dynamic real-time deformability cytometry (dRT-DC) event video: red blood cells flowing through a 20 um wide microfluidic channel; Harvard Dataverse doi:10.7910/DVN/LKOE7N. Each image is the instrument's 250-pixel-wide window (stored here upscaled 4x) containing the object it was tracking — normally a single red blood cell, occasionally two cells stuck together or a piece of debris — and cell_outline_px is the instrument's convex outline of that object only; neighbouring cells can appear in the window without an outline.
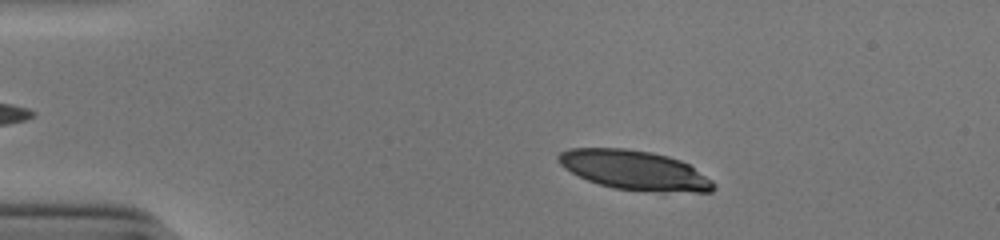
{"species": "human", "species_latin": "Homo sapiens", "temperature_condition": "cold", "stored_images_in_passage": 52, "camera_frame_rate_fps": 3000, "um_per_image_px": 0.085, "donor": {"sex": "male"}, "frame": {"image": 1, "passage_image": 9, "time_ms": 2.667, "image_size_px": [1000, 240], "cell_outline_px": [[716, 188], [712, 192], [656, 192], [612, 188], [588, 180], [564, 168], [556, 160], [556, 156], [560, 152], [568, 148], [624, 148], [652, 152], [668, 156], [680, 160], [688, 164], [712, 180], [716, 184]], "centroid_in_image_um": [53.94, 14.47], "position_along_channel_um": 31.1, "area_um2": 35.84}}
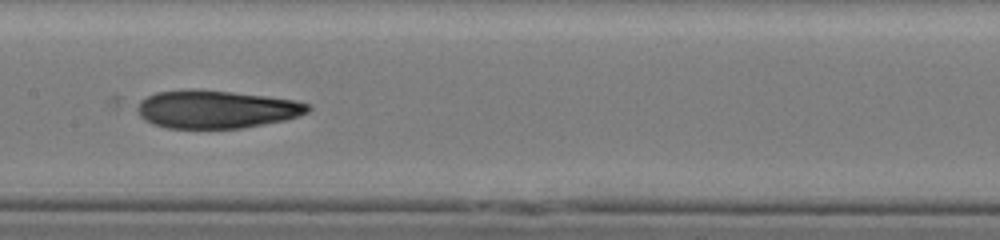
{"frame": {"image": 2, "passage_image": 27, "time_ms": 8.667, "image_size_px": [1000, 240], "cell_outline_px": [[312, 108], [308, 112], [300, 116], [284, 120], [264, 124], [240, 128], [168, 128], [152, 124], [144, 120], [140, 116], [136, 108], [140, 100], [156, 92], [188, 88], [192, 88], [232, 92], [296, 100], [312, 104]], "centroid_in_image_um": [18.38, 9.28], "position_along_channel_um": 189.0, "area_um2": 38.09}}
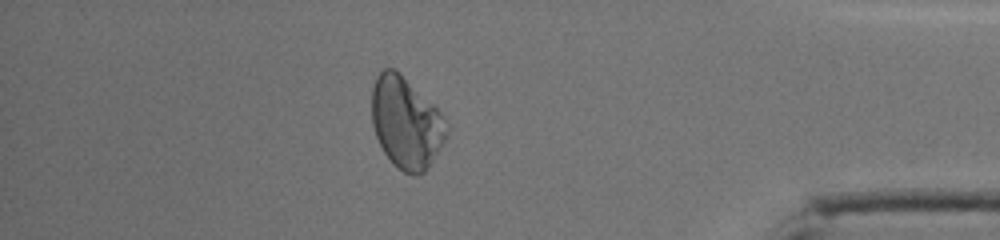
{"frame": {"image": 3, "passage_image": 46, "time_ms": 15.0, "image_size_px": [1000, 240], "cell_outline_px": [[448, 132], [444, 140], [424, 172], [416, 176], [404, 172], [396, 168], [392, 164], [384, 152], [376, 136], [372, 124], [372, 88], [376, 76], [384, 68], [392, 68], [432, 104], [440, 112], [448, 124]], "centroid_in_image_um": [34.49, 10.47], "position_along_channel_um": 400.7, "area_um2": 39.07}, "authors_computed_cell_mechanics": {"area_um2": 37.9457, "velocity_mm_per_s": 3.8875, "shape_relaxation_time_tau1_ms": 8.4971, "shape_relaxation_time_tau2_ms": 2.9567, "deformation_change_tau1": 0.213, "deformation_change_tau2": 0.0961}}